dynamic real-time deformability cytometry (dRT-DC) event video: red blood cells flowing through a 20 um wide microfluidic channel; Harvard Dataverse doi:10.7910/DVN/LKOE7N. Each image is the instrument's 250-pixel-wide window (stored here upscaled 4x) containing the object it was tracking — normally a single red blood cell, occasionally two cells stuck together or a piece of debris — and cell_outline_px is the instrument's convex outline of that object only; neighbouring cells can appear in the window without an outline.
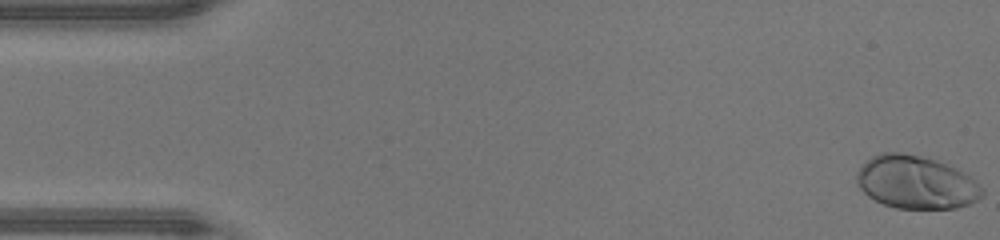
{"species": "human", "species_latin": "Homo sapiens", "temperature_condition": "warm", "stored_images_in_passage": 47, "camera_frame_rate_fps": 3000, "um_per_image_px": 0.085, "donor": {"sex": "male"}, "frame": {"image": 1, "passage_image": 1, "time_ms": 0.0, "image_size_px": [1000, 240], "cell_outline_px": [[984, 192], [976, 200], [968, 204], [956, 208], [896, 208], [884, 204], [868, 196], [856, 184], [856, 172], [872, 156], [880, 152], [900, 152], [920, 156], [936, 160], [956, 168], [980, 184], [984, 188]], "centroid_in_image_um": [77.85, 15.49], "position_along_channel_um": 7.2, "area_um2": 38.55}}
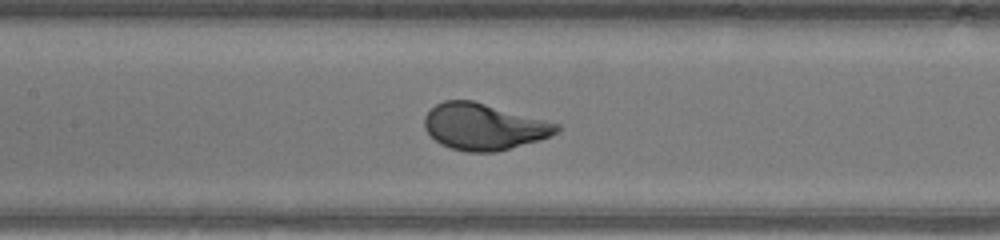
{"frame": {"image": 2, "passage_image": 22, "time_ms": 7.0, "image_size_px": [1000, 240], "cell_outline_px": [[560, 128], [552, 136], [540, 140], [496, 152], [468, 152], [452, 148], [440, 144], [424, 128], [424, 116], [436, 104], [444, 100], [472, 100], [560, 124]], "centroid_in_image_um": [41.12, 10.77], "position_along_channel_um": 166.3, "area_um2": 35.6}}
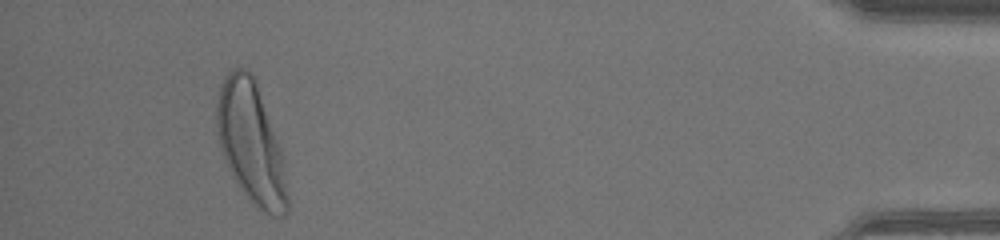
{"frame": {"image": 3, "passage_image": 44, "time_ms": 14.333, "image_size_px": [1000, 240], "cell_outline_px": [[288, 212], [284, 216], [272, 216], [264, 212], [240, 188], [228, 168], [220, 148], [216, 132], [216, 108], [220, 88], [224, 76], [232, 68], [244, 68], [252, 72], [256, 80], [280, 148], [288, 196]], "centroid_in_image_um": [21.31, 12.1], "position_along_channel_um": 413.9, "area_um2": 49.36}, "authors_computed_cell_mechanics": {"area_um2": 36.125, "velocity_mm_per_s": 4.384, "shape_relaxation_time_tau1_ms": 1.7197, "shape_relaxation_time_tau2_ms": null, "deformation_change_tau1": 0.1629, "deformation_change_tau2": null}}